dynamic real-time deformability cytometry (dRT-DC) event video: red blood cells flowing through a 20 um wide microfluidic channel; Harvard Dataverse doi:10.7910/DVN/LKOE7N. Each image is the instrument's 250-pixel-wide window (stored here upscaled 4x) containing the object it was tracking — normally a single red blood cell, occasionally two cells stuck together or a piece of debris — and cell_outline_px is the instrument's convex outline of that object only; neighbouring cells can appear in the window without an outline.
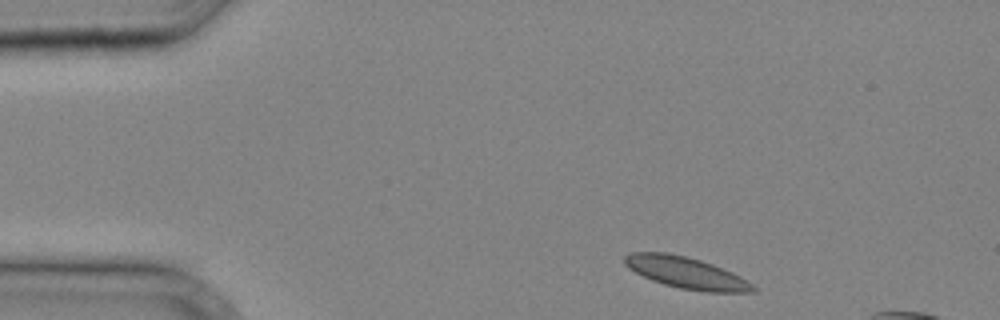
{"species": "common noctule bat (a hibernating species)", "species_latin": "Nyctalus noctula", "temperature_condition": "cold", "stored_images_in_passage": 7, "camera_frame_rate_fps": 3000, "um_per_image_px": 0.085, "animal": {"sex": "male", "body_mass_g": 20.4}, "frame": {"image": 1, "passage_image": 1, "time_ms": 0.0, "image_size_px": [1000, 320], "cell_outline_px": [[756, 292], [704, 292], [680, 288], [664, 284], [652, 280], [628, 268], [624, 264], [624, 256], [628, 252], [668, 252], [688, 256], [712, 264], [732, 272], [740, 276], [752, 284], [756, 288]], "centroid_in_image_um": [58.31, 23.17], "position_along_channel_um": 26.7, "area_um2": 23.64}}